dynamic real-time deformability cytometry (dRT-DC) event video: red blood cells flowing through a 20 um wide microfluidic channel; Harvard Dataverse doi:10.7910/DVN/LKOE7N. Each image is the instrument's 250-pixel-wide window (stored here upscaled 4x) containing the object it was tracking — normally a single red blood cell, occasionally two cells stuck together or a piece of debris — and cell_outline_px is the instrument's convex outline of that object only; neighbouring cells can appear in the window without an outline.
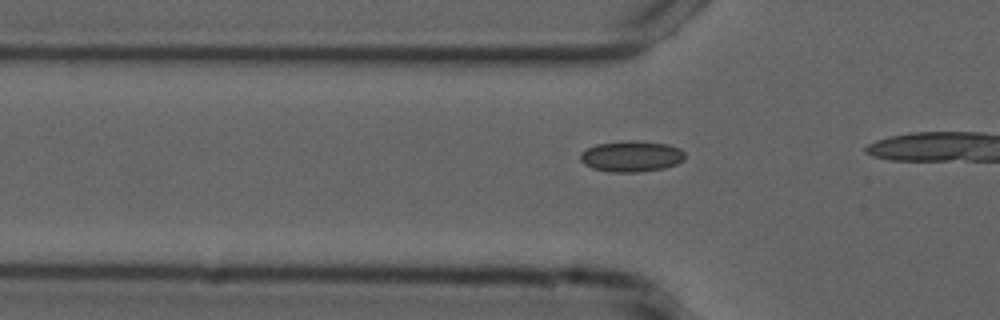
{"species": "common noctule bat (a hibernating species)", "species_latin": "Nyctalus noctula", "temperature_condition": "cold", "stored_images_in_passage": 16, "camera_frame_rate_fps": 3000, "um_per_image_px": 0.085, "animal": {"sex": "male", "forearm_length_mm": 52.5}, "frame": {"image": 1, "passage_image": 13, "time_ms": 4.0, "image_size_px": [1000, 320], "cell_outline_px": [[684, 160], [676, 164], [664, 168], [636, 172], [612, 172], [592, 168], [584, 164], [580, 160], [580, 152], [596, 144], [628, 140], [636, 140], [668, 144], [680, 148], [684, 152]], "centroid_in_image_um": [53.66, 13.28], "position_along_channel_um": 72.1, "area_um2": 18.96}}